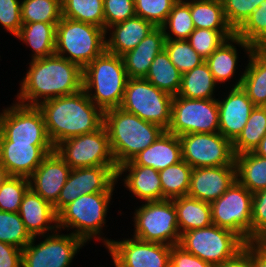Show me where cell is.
<instances>
[{
  "label": "cell",
  "mask_w": 266,
  "mask_h": 267,
  "mask_svg": "<svg viewBox=\"0 0 266 267\" xmlns=\"http://www.w3.org/2000/svg\"><path fill=\"white\" fill-rule=\"evenodd\" d=\"M173 96L145 78H129L120 108L167 130L171 124Z\"/></svg>",
  "instance_id": "8"
},
{
  "label": "cell",
  "mask_w": 266,
  "mask_h": 267,
  "mask_svg": "<svg viewBox=\"0 0 266 267\" xmlns=\"http://www.w3.org/2000/svg\"><path fill=\"white\" fill-rule=\"evenodd\" d=\"M58 23L34 22L21 26L16 38L33 49V59L49 57L55 54L56 26Z\"/></svg>",
  "instance_id": "30"
},
{
  "label": "cell",
  "mask_w": 266,
  "mask_h": 267,
  "mask_svg": "<svg viewBox=\"0 0 266 267\" xmlns=\"http://www.w3.org/2000/svg\"><path fill=\"white\" fill-rule=\"evenodd\" d=\"M253 194L237 180L218 199L212 201V224L237 234L245 243L252 242Z\"/></svg>",
  "instance_id": "10"
},
{
  "label": "cell",
  "mask_w": 266,
  "mask_h": 267,
  "mask_svg": "<svg viewBox=\"0 0 266 267\" xmlns=\"http://www.w3.org/2000/svg\"><path fill=\"white\" fill-rule=\"evenodd\" d=\"M105 51V29L65 17H62L58 22L56 26V55L66 58L84 69Z\"/></svg>",
  "instance_id": "5"
},
{
  "label": "cell",
  "mask_w": 266,
  "mask_h": 267,
  "mask_svg": "<svg viewBox=\"0 0 266 267\" xmlns=\"http://www.w3.org/2000/svg\"><path fill=\"white\" fill-rule=\"evenodd\" d=\"M164 49L168 53L171 62L184 74L205 60L191 47L188 40L165 39Z\"/></svg>",
  "instance_id": "43"
},
{
  "label": "cell",
  "mask_w": 266,
  "mask_h": 267,
  "mask_svg": "<svg viewBox=\"0 0 266 267\" xmlns=\"http://www.w3.org/2000/svg\"><path fill=\"white\" fill-rule=\"evenodd\" d=\"M115 267H169L171 246L137 238L114 241L102 239Z\"/></svg>",
  "instance_id": "17"
},
{
  "label": "cell",
  "mask_w": 266,
  "mask_h": 267,
  "mask_svg": "<svg viewBox=\"0 0 266 267\" xmlns=\"http://www.w3.org/2000/svg\"><path fill=\"white\" fill-rule=\"evenodd\" d=\"M179 138L182 160L192 168L235 166L232 141L221 133H191Z\"/></svg>",
  "instance_id": "13"
},
{
  "label": "cell",
  "mask_w": 266,
  "mask_h": 267,
  "mask_svg": "<svg viewBox=\"0 0 266 267\" xmlns=\"http://www.w3.org/2000/svg\"><path fill=\"white\" fill-rule=\"evenodd\" d=\"M154 28L150 21L138 16L114 24L106 29V35L109 30L112 31L109 39L106 40V51L122 56L133 50Z\"/></svg>",
  "instance_id": "25"
},
{
  "label": "cell",
  "mask_w": 266,
  "mask_h": 267,
  "mask_svg": "<svg viewBox=\"0 0 266 267\" xmlns=\"http://www.w3.org/2000/svg\"><path fill=\"white\" fill-rule=\"evenodd\" d=\"M6 171L0 166V184L5 180L7 177Z\"/></svg>",
  "instance_id": "55"
},
{
  "label": "cell",
  "mask_w": 266,
  "mask_h": 267,
  "mask_svg": "<svg viewBox=\"0 0 266 267\" xmlns=\"http://www.w3.org/2000/svg\"><path fill=\"white\" fill-rule=\"evenodd\" d=\"M252 242L266 236V189L253 194L252 198Z\"/></svg>",
  "instance_id": "48"
},
{
  "label": "cell",
  "mask_w": 266,
  "mask_h": 267,
  "mask_svg": "<svg viewBox=\"0 0 266 267\" xmlns=\"http://www.w3.org/2000/svg\"><path fill=\"white\" fill-rule=\"evenodd\" d=\"M258 156L266 158V135L261 139L259 146L254 150Z\"/></svg>",
  "instance_id": "54"
},
{
  "label": "cell",
  "mask_w": 266,
  "mask_h": 267,
  "mask_svg": "<svg viewBox=\"0 0 266 267\" xmlns=\"http://www.w3.org/2000/svg\"><path fill=\"white\" fill-rule=\"evenodd\" d=\"M178 245L216 266L232 258L244 247L245 242L234 232L212 224L182 233Z\"/></svg>",
  "instance_id": "9"
},
{
  "label": "cell",
  "mask_w": 266,
  "mask_h": 267,
  "mask_svg": "<svg viewBox=\"0 0 266 267\" xmlns=\"http://www.w3.org/2000/svg\"><path fill=\"white\" fill-rule=\"evenodd\" d=\"M19 215L25 228L32 237L43 236L45 233L58 230V214L54 206L45 201L40 195L34 193L30 188L23 195ZM54 224L50 225V224ZM47 231V232H46Z\"/></svg>",
  "instance_id": "23"
},
{
  "label": "cell",
  "mask_w": 266,
  "mask_h": 267,
  "mask_svg": "<svg viewBox=\"0 0 266 267\" xmlns=\"http://www.w3.org/2000/svg\"><path fill=\"white\" fill-rule=\"evenodd\" d=\"M103 125L117 166L130 161L165 131L160 125L142 120L120 107L104 112Z\"/></svg>",
  "instance_id": "3"
},
{
  "label": "cell",
  "mask_w": 266,
  "mask_h": 267,
  "mask_svg": "<svg viewBox=\"0 0 266 267\" xmlns=\"http://www.w3.org/2000/svg\"><path fill=\"white\" fill-rule=\"evenodd\" d=\"M266 135V107L255 106L245 127L232 142L235 155L254 152Z\"/></svg>",
  "instance_id": "35"
},
{
  "label": "cell",
  "mask_w": 266,
  "mask_h": 267,
  "mask_svg": "<svg viewBox=\"0 0 266 267\" xmlns=\"http://www.w3.org/2000/svg\"><path fill=\"white\" fill-rule=\"evenodd\" d=\"M53 151L54 145L10 142L0 133V166L8 176L29 178Z\"/></svg>",
  "instance_id": "18"
},
{
  "label": "cell",
  "mask_w": 266,
  "mask_h": 267,
  "mask_svg": "<svg viewBox=\"0 0 266 267\" xmlns=\"http://www.w3.org/2000/svg\"><path fill=\"white\" fill-rule=\"evenodd\" d=\"M215 82L207 63L182 74L181 88L178 96L189 99H214Z\"/></svg>",
  "instance_id": "33"
},
{
  "label": "cell",
  "mask_w": 266,
  "mask_h": 267,
  "mask_svg": "<svg viewBox=\"0 0 266 267\" xmlns=\"http://www.w3.org/2000/svg\"><path fill=\"white\" fill-rule=\"evenodd\" d=\"M177 212L180 234L212 225L211 205L189 196L172 199Z\"/></svg>",
  "instance_id": "29"
},
{
  "label": "cell",
  "mask_w": 266,
  "mask_h": 267,
  "mask_svg": "<svg viewBox=\"0 0 266 267\" xmlns=\"http://www.w3.org/2000/svg\"><path fill=\"white\" fill-rule=\"evenodd\" d=\"M178 0H134L136 16L162 27Z\"/></svg>",
  "instance_id": "45"
},
{
  "label": "cell",
  "mask_w": 266,
  "mask_h": 267,
  "mask_svg": "<svg viewBox=\"0 0 266 267\" xmlns=\"http://www.w3.org/2000/svg\"><path fill=\"white\" fill-rule=\"evenodd\" d=\"M192 167L184 160L159 171L162 200L187 196L190 188Z\"/></svg>",
  "instance_id": "36"
},
{
  "label": "cell",
  "mask_w": 266,
  "mask_h": 267,
  "mask_svg": "<svg viewBox=\"0 0 266 267\" xmlns=\"http://www.w3.org/2000/svg\"><path fill=\"white\" fill-rule=\"evenodd\" d=\"M169 267H214L198 256L185 251L178 244L171 246Z\"/></svg>",
  "instance_id": "50"
},
{
  "label": "cell",
  "mask_w": 266,
  "mask_h": 267,
  "mask_svg": "<svg viewBox=\"0 0 266 267\" xmlns=\"http://www.w3.org/2000/svg\"><path fill=\"white\" fill-rule=\"evenodd\" d=\"M253 267H266V249L259 242H253Z\"/></svg>",
  "instance_id": "53"
},
{
  "label": "cell",
  "mask_w": 266,
  "mask_h": 267,
  "mask_svg": "<svg viewBox=\"0 0 266 267\" xmlns=\"http://www.w3.org/2000/svg\"><path fill=\"white\" fill-rule=\"evenodd\" d=\"M0 133L10 142L53 145L37 106L15 103L5 108L0 113Z\"/></svg>",
  "instance_id": "14"
},
{
  "label": "cell",
  "mask_w": 266,
  "mask_h": 267,
  "mask_svg": "<svg viewBox=\"0 0 266 267\" xmlns=\"http://www.w3.org/2000/svg\"><path fill=\"white\" fill-rule=\"evenodd\" d=\"M70 166L56 151L48 154L31 174L29 188L54 205L71 172Z\"/></svg>",
  "instance_id": "19"
},
{
  "label": "cell",
  "mask_w": 266,
  "mask_h": 267,
  "mask_svg": "<svg viewBox=\"0 0 266 267\" xmlns=\"http://www.w3.org/2000/svg\"><path fill=\"white\" fill-rule=\"evenodd\" d=\"M118 166H96L72 169L53 205L58 214L79 196L97 192H113Z\"/></svg>",
  "instance_id": "16"
},
{
  "label": "cell",
  "mask_w": 266,
  "mask_h": 267,
  "mask_svg": "<svg viewBox=\"0 0 266 267\" xmlns=\"http://www.w3.org/2000/svg\"><path fill=\"white\" fill-rule=\"evenodd\" d=\"M145 79L174 97L180 91L182 74L171 62L166 50L163 49L154 58Z\"/></svg>",
  "instance_id": "32"
},
{
  "label": "cell",
  "mask_w": 266,
  "mask_h": 267,
  "mask_svg": "<svg viewBox=\"0 0 266 267\" xmlns=\"http://www.w3.org/2000/svg\"><path fill=\"white\" fill-rule=\"evenodd\" d=\"M35 239L36 237H33L22 249V267H69L85 243L72 233L57 234V230L37 245L34 244Z\"/></svg>",
  "instance_id": "15"
},
{
  "label": "cell",
  "mask_w": 266,
  "mask_h": 267,
  "mask_svg": "<svg viewBox=\"0 0 266 267\" xmlns=\"http://www.w3.org/2000/svg\"><path fill=\"white\" fill-rule=\"evenodd\" d=\"M28 189V178L7 176L0 184V211L19 212L23 195Z\"/></svg>",
  "instance_id": "44"
},
{
  "label": "cell",
  "mask_w": 266,
  "mask_h": 267,
  "mask_svg": "<svg viewBox=\"0 0 266 267\" xmlns=\"http://www.w3.org/2000/svg\"><path fill=\"white\" fill-rule=\"evenodd\" d=\"M20 85L17 103L39 106L44 101L81 91L83 69L56 54L33 59Z\"/></svg>",
  "instance_id": "1"
},
{
  "label": "cell",
  "mask_w": 266,
  "mask_h": 267,
  "mask_svg": "<svg viewBox=\"0 0 266 267\" xmlns=\"http://www.w3.org/2000/svg\"><path fill=\"white\" fill-rule=\"evenodd\" d=\"M0 24L15 37L18 35L23 25L19 0H0Z\"/></svg>",
  "instance_id": "49"
},
{
  "label": "cell",
  "mask_w": 266,
  "mask_h": 267,
  "mask_svg": "<svg viewBox=\"0 0 266 267\" xmlns=\"http://www.w3.org/2000/svg\"><path fill=\"white\" fill-rule=\"evenodd\" d=\"M164 43L162 27H155L133 50L123 54L128 78H145L154 58L164 49Z\"/></svg>",
  "instance_id": "24"
},
{
  "label": "cell",
  "mask_w": 266,
  "mask_h": 267,
  "mask_svg": "<svg viewBox=\"0 0 266 267\" xmlns=\"http://www.w3.org/2000/svg\"><path fill=\"white\" fill-rule=\"evenodd\" d=\"M226 96L223 101L217 100L219 133L233 142L245 127L255 105L241 86L232 87Z\"/></svg>",
  "instance_id": "21"
},
{
  "label": "cell",
  "mask_w": 266,
  "mask_h": 267,
  "mask_svg": "<svg viewBox=\"0 0 266 267\" xmlns=\"http://www.w3.org/2000/svg\"><path fill=\"white\" fill-rule=\"evenodd\" d=\"M235 34L254 49H266V0L251 13Z\"/></svg>",
  "instance_id": "40"
},
{
  "label": "cell",
  "mask_w": 266,
  "mask_h": 267,
  "mask_svg": "<svg viewBox=\"0 0 266 267\" xmlns=\"http://www.w3.org/2000/svg\"><path fill=\"white\" fill-rule=\"evenodd\" d=\"M128 79L122 56L105 51L83 69V90L105 112L121 106Z\"/></svg>",
  "instance_id": "4"
},
{
  "label": "cell",
  "mask_w": 266,
  "mask_h": 267,
  "mask_svg": "<svg viewBox=\"0 0 266 267\" xmlns=\"http://www.w3.org/2000/svg\"><path fill=\"white\" fill-rule=\"evenodd\" d=\"M104 29L134 16V0H103Z\"/></svg>",
  "instance_id": "47"
},
{
  "label": "cell",
  "mask_w": 266,
  "mask_h": 267,
  "mask_svg": "<svg viewBox=\"0 0 266 267\" xmlns=\"http://www.w3.org/2000/svg\"><path fill=\"white\" fill-rule=\"evenodd\" d=\"M259 243L266 249V236H264Z\"/></svg>",
  "instance_id": "57"
},
{
  "label": "cell",
  "mask_w": 266,
  "mask_h": 267,
  "mask_svg": "<svg viewBox=\"0 0 266 267\" xmlns=\"http://www.w3.org/2000/svg\"><path fill=\"white\" fill-rule=\"evenodd\" d=\"M265 0H254V10L259 7Z\"/></svg>",
  "instance_id": "56"
},
{
  "label": "cell",
  "mask_w": 266,
  "mask_h": 267,
  "mask_svg": "<svg viewBox=\"0 0 266 267\" xmlns=\"http://www.w3.org/2000/svg\"><path fill=\"white\" fill-rule=\"evenodd\" d=\"M249 63L233 87H239L246 92L255 106L266 107V49H253Z\"/></svg>",
  "instance_id": "27"
},
{
  "label": "cell",
  "mask_w": 266,
  "mask_h": 267,
  "mask_svg": "<svg viewBox=\"0 0 266 267\" xmlns=\"http://www.w3.org/2000/svg\"><path fill=\"white\" fill-rule=\"evenodd\" d=\"M233 43L244 48V50L247 51V55L254 49L236 34L224 41L223 44L205 60L216 83L228 81L232 78L237 69L238 53Z\"/></svg>",
  "instance_id": "28"
},
{
  "label": "cell",
  "mask_w": 266,
  "mask_h": 267,
  "mask_svg": "<svg viewBox=\"0 0 266 267\" xmlns=\"http://www.w3.org/2000/svg\"><path fill=\"white\" fill-rule=\"evenodd\" d=\"M236 180V166L193 168L187 196L211 203Z\"/></svg>",
  "instance_id": "20"
},
{
  "label": "cell",
  "mask_w": 266,
  "mask_h": 267,
  "mask_svg": "<svg viewBox=\"0 0 266 267\" xmlns=\"http://www.w3.org/2000/svg\"><path fill=\"white\" fill-rule=\"evenodd\" d=\"M217 99H189L174 96L171 124L167 131L176 136L219 132Z\"/></svg>",
  "instance_id": "11"
},
{
  "label": "cell",
  "mask_w": 266,
  "mask_h": 267,
  "mask_svg": "<svg viewBox=\"0 0 266 267\" xmlns=\"http://www.w3.org/2000/svg\"><path fill=\"white\" fill-rule=\"evenodd\" d=\"M228 25L236 32L254 11V0H221Z\"/></svg>",
  "instance_id": "46"
},
{
  "label": "cell",
  "mask_w": 266,
  "mask_h": 267,
  "mask_svg": "<svg viewBox=\"0 0 266 267\" xmlns=\"http://www.w3.org/2000/svg\"><path fill=\"white\" fill-rule=\"evenodd\" d=\"M235 34L233 30H211L195 28L188 41L191 47L206 60L224 41Z\"/></svg>",
  "instance_id": "42"
},
{
  "label": "cell",
  "mask_w": 266,
  "mask_h": 267,
  "mask_svg": "<svg viewBox=\"0 0 266 267\" xmlns=\"http://www.w3.org/2000/svg\"><path fill=\"white\" fill-rule=\"evenodd\" d=\"M112 195V192H97L79 196L58 213V228H75L72 234L85 244L94 237L99 239Z\"/></svg>",
  "instance_id": "6"
},
{
  "label": "cell",
  "mask_w": 266,
  "mask_h": 267,
  "mask_svg": "<svg viewBox=\"0 0 266 267\" xmlns=\"http://www.w3.org/2000/svg\"><path fill=\"white\" fill-rule=\"evenodd\" d=\"M62 18V0L21 1L22 23H58Z\"/></svg>",
  "instance_id": "38"
},
{
  "label": "cell",
  "mask_w": 266,
  "mask_h": 267,
  "mask_svg": "<svg viewBox=\"0 0 266 267\" xmlns=\"http://www.w3.org/2000/svg\"><path fill=\"white\" fill-rule=\"evenodd\" d=\"M167 28L170 30L169 32L166 31L168 30ZM162 29L164 31L165 39L188 40L195 27L191 18L190 6L185 0H178L173 5L166 22L162 25Z\"/></svg>",
  "instance_id": "39"
},
{
  "label": "cell",
  "mask_w": 266,
  "mask_h": 267,
  "mask_svg": "<svg viewBox=\"0 0 266 267\" xmlns=\"http://www.w3.org/2000/svg\"><path fill=\"white\" fill-rule=\"evenodd\" d=\"M214 267H253V242L245 243L232 258Z\"/></svg>",
  "instance_id": "51"
},
{
  "label": "cell",
  "mask_w": 266,
  "mask_h": 267,
  "mask_svg": "<svg viewBox=\"0 0 266 267\" xmlns=\"http://www.w3.org/2000/svg\"><path fill=\"white\" fill-rule=\"evenodd\" d=\"M182 161L179 136L165 130L149 147L121 165H139L161 171Z\"/></svg>",
  "instance_id": "22"
},
{
  "label": "cell",
  "mask_w": 266,
  "mask_h": 267,
  "mask_svg": "<svg viewBox=\"0 0 266 267\" xmlns=\"http://www.w3.org/2000/svg\"><path fill=\"white\" fill-rule=\"evenodd\" d=\"M55 151L71 169L117 166L105 126L95 132L79 135L60 142Z\"/></svg>",
  "instance_id": "12"
},
{
  "label": "cell",
  "mask_w": 266,
  "mask_h": 267,
  "mask_svg": "<svg viewBox=\"0 0 266 267\" xmlns=\"http://www.w3.org/2000/svg\"><path fill=\"white\" fill-rule=\"evenodd\" d=\"M62 17L104 29L103 0H62Z\"/></svg>",
  "instance_id": "37"
},
{
  "label": "cell",
  "mask_w": 266,
  "mask_h": 267,
  "mask_svg": "<svg viewBox=\"0 0 266 267\" xmlns=\"http://www.w3.org/2000/svg\"><path fill=\"white\" fill-rule=\"evenodd\" d=\"M185 2L190 6L195 28L232 30L226 21L221 0H186Z\"/></svg>",
  "instance_id": "34"
},
{
  "label": "cell",
  "mask_w": 266,
  "mask_h": 267,
  "mask_svg": "<svg viewBox=\"0 0 266 267\" xmlns=\"http://www.w3.org/2000/svg\"><path fill=\"white\" fill-rule=\"evenodd\" d=\"M134 214V238L170 246L179 244L181 234L172 199L147 201Z\"/></svg>",
  "instance_id": "7"
},
{
  "label": "cell",
  "mask_w": 266,
  "mask_h": 267,
  "mask_svg": "<svg viewBox=\"0 0 266 267\" xmlns=\"http://www.w3.org/2000/svg\"><path fill=\"white\" fill-rule=\"evenodd\" d=\"M236 179L252 194L266 189V158L254 152L235 156Z\"/></svg>",
  "instance_id": "31"
},
{
  "label": "cell",
  "mask_w": 266,
  "mask_h": 267,
  "mask_svg": "<svg viewBox=\"0 0 266 267\" xmlns=\"http://www.w3.org/2000/svg\"><path fill=\"white\" fill-rule=\"evenodd\" d=\"M37 107L44 116L54 147L69 138L95 132L104 124V112L83 89L72 95L44 101Z\"/></svg>",
  "instance_id": "2"
},
{
  "label": "cell",
  "mask_w": 266,
  "mask_h": 267,
  "mask_svg": "<svg viewBox=\"0 0 266 267\" xmlns=\"http://www.w3.org/2000/svg\"><path fill=\"white\" fill-rule=\"evenodd\" d=\"M0 267H22V249L0 242Z\"/></svg>",
  "instance_id": "52"
},
{
  "label": "cell",
  "mask_w": 266,
  "mask_h": 267,
  "mask_svg": "<svg viewBox=\"0 0 266 267\" xmlns=\"http://www.w3.org/2000/svg\"><path fill=\"white\" fill-rule=\"evenodd\" d=\"M129 172L124 180V186L135 196L147 201L162 200V186L159 171L152 167L139 165H120L117 170V179L123 172Z\"/></svg>",
  "instance_id": "26"
},
{
  "label": "cell",
  "mask_w": 266,
  "mask_h": 267,
  "mask_svg": "<svg viewBox=\"0 0 266 267\" xmlns=\"http://www.w3.org/2000/svg\"><path fill=\"white\" fill-rule=\"evenodd\" d=\"M32 238L19 212L0 211V242L24 249Z\"/></svg>",
  "instance_id": "41"
}]
</instances>
